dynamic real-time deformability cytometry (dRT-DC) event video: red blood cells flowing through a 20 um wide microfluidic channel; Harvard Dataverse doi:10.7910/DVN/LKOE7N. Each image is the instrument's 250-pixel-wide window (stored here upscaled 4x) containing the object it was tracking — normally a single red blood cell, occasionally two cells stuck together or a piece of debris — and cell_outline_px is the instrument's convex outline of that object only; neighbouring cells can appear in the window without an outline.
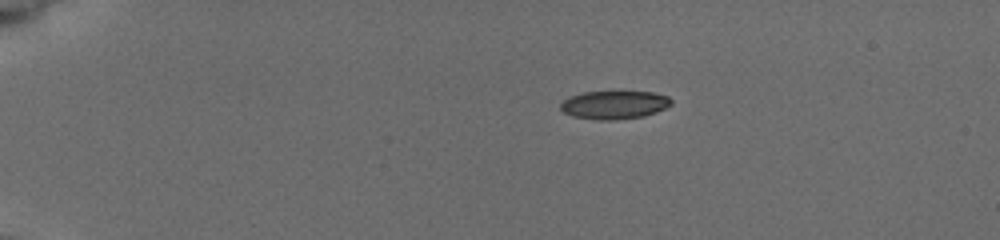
{"species": "common noctule bat (a hibernating species)", "species_latin": "Nyctalus noctula", "temperature_condition": "cold", "stored_images_in_passage": 7, "camera_frame_rate_fps": 3000, "um_per_image_px": 0.085, "animal": {"sex": "female", "body_mass_g": 19.5, "forearm_length_mm": 54.1}, "frame": {"image": 1, "passage_image": 1, "time_ms": 0.0, "image_size_px": [1000, 240], "cell_outline_px": [[672, 104], [656, 112], [644, 116], [608, 120], [600, 120], [572, 116], [564, 112], [560, 108], [560, 104], [568, 96], [584, 92], [652, 92], [668, 96], [672, 100]], "centroid_in_image_um": [52.2, 8.91], "position_along_channel_um": 32.8, "area_um2": 18.09}}
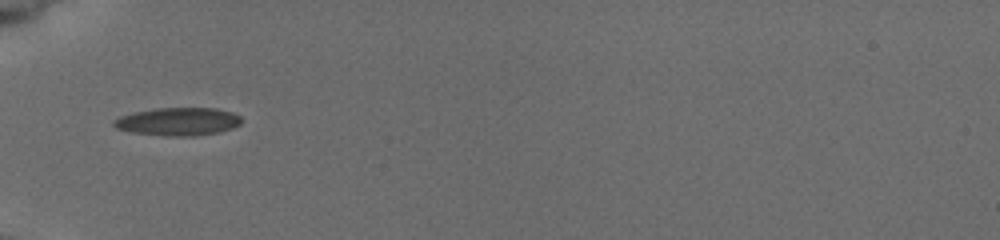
{"frame": {"image": 2, "passage_image": 5, "time_ms": 3.0, "image_size_px": [1000, 240], "cell_outline_px": [[240, 124], [232, 128], [216, 132], [196, 136], [168, 136], [132, 132], [116, 128], [112, 124], [112, 120], [120, 116], [132, 112], [156, 108], [216, 108], [232, 112], [240, 116]], "centroid_in_image_um": [15.1, 10.32], "position_along_channel_um": 69.9, "area_um2": 20.81}}
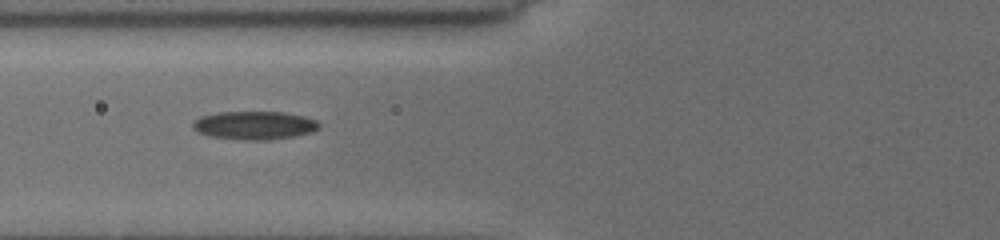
{"frame": {"image": 3, "passage_image": 6, "time_ms": 4.0, "image_size_px": [1000, 240], "cell_outline_px": [[320, 128], [312, 132], [292, 136], [268, 140], [244, 140], [212, 136], [200, 132], [192, 128], [192, 124], [196, 120], [204, 116], [216, 112], [284, 112], [304, 116], [316, 120], [320, 124]], "centroid_in_image_um": [21.67, 10.65], "position_along_channel_um": 104.1, "area_um2": 20.63}}